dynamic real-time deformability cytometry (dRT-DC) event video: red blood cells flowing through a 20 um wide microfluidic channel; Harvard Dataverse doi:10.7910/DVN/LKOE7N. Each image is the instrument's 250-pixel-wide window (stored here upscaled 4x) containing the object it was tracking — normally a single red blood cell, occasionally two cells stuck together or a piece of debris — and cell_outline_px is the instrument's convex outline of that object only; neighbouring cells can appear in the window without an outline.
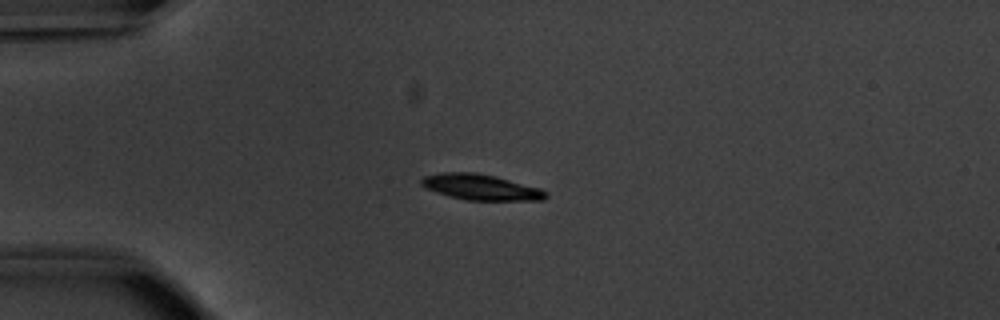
{"species": "common noctule bat (a hibernating species)", "species_latin": "Nyctalus noctula", "temperature_condition": "warm", "stored_images_in_passage": 40, "camera_frame_rate_fps": 3000, "um_per_image_px": 0.085, "animal": {"sex": "male", "body_mass_g": 20.1, "forearm_length_mm": 53.5}, "frame": {"image": 1, "passage_image": 1, "time_ms": 0.0, "image_size_px": [1000, 320], "cell_outline_px": [[548, 196], [544, 200], [468, 200], [448, 196], [424, 188], [420, 184], [420, 180], [424, 176], [440, 172], [476, 172], [496, 176], [540, 188], [548, 192]], "centroid_in_image_um": [40.85, 15.9], "position_along_channel_um": 44.1, "area_um2": 18.84}}
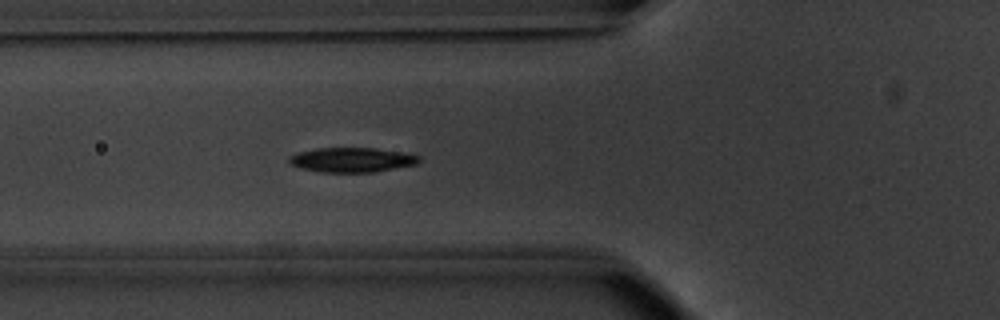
{"frame": {"image": 2, "passage_image": 7, "time_ms": 2.0, "image_size_px": [1000, 320], "cell_outline_px": [[420, 160], [416, 164], [372, 172], [320, 172], [300, 168], [288, 164], [288, 156], [300, 152], [316, 148], [372, 148], [420, 156]], "centroid_in_image_um": [29.81, 13.59], "position_along_channel_um": 96.0, "area_um2": 18.38}}
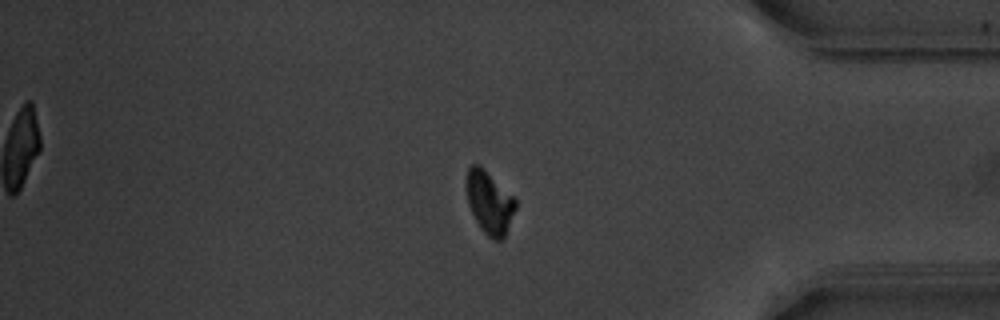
{"frame": {"image": 3, "passage_image": 32, "time_ms": 10.333, "image_size_px": [1000, 320], "cell_outline_px": [[516, 208], [504, 236], [500, 240], [492, 240], [480, 228], [468, 204], [464, 188], [464, 180], [468, 168], [472, 164], [480, 164], [516, 200]], "centroid_in_image_um": [41.54, 17.16], "position_along_channel_um": 393.7, "area_um2": 18.03}, "authors_computed_cell_mechanics": {"area_um2": 18.8139, "velocity_mm_per_s": 3.8339, "shape_relaxation_time_tau1_ms": 1.9348, "shape_relaxation_time_tau2_ms": null, "deformation_change_tau1": 0.1297, "deformation_change_tau2": null}}